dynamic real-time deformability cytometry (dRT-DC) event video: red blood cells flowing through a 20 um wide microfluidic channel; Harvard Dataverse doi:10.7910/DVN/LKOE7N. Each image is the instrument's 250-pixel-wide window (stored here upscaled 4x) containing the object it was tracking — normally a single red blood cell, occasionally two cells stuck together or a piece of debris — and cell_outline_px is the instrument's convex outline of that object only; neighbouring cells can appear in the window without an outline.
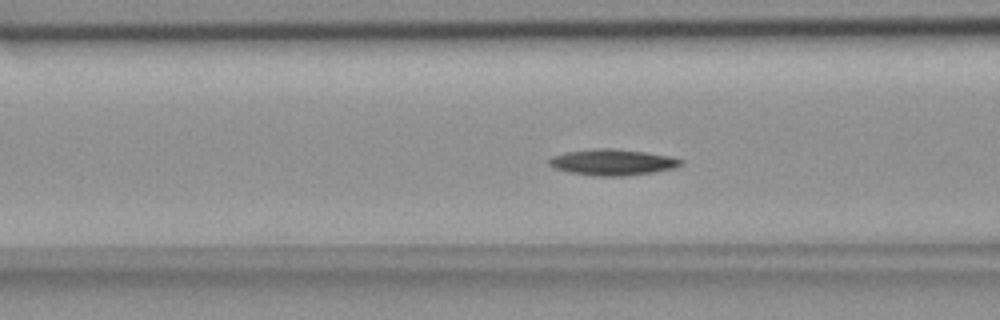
{"species": "common noctule bat (a hibernating species)", "species_latin": "Nyctalus noctula", "temperature_condition": "room temperature", "stored_images_in_passage": 56, "camera_frame_rate_fps": 3000, "um_per_image_px": 0.085, "animal": {"sex": "female", "body_mass_g": 18.4}, "frame": {"image": 1, "passage_image": 22, "time_ms": 7.0, "image_size_px": [1000, 320], "cell_outline_px": [[684, 164], [676, 168], [652, 172], [624, 176], [596, 176], [568, 172], [556, 168], [548, 164], [548, 160], [552, 156], [564, 152], [592, 148], [612, 148], [644, 152], [668, 156], [684, 160]], "centroid_in_image_um": [52.06, 13.78], "position_along_channel_um": 114.5, "area_um2": 20.11}}
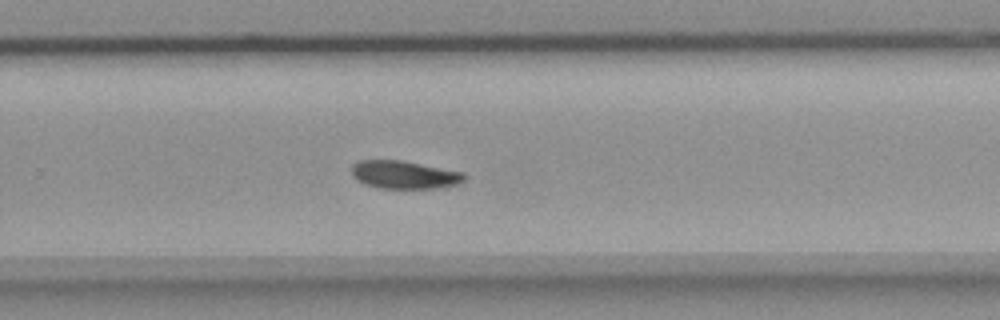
{"frame": {"image": 2, "passage_image": 37, "time_ms": 12.0, "image_size_px": [1000, 320], "cell_outline_px": [[464, 180], [456, 184], [440, 188], [380, 188], [364, 184], [352, 176], [352, 164], [356, 160], [400, 160], [464, 172]], "centroid_in_image_um": [34.32, 14.85], "position_along_channel_um": 295.5, "area_um2": 18.32}}
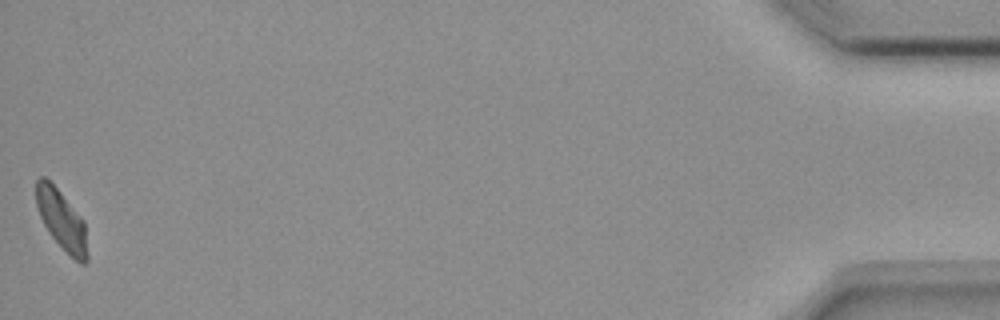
{"frame": {"image": 3, "passage_image": 56, "time_ms": 18.333, "image_size_px": [1000, 320], "cell_outline_px": [[88, 260], [84, 264], [80, 264], [52, 236], [44, 224], [40, 216], [36, 204], [36, 180], [40, 176], [44, 176], [60, 192], [84, 220], [88, 256]], "centroid_in_image_um": [5.24, 18.69], "position_along_channel_um": 430.0, "area_um2": 17.4}, "authors_computed_cell_mechanics": {"area_um2": 18.7561, "velocity_mm_per_s": 3.6274, "shape_relaxation_time_tau1_ms": 4.4897, "shape_relaxation_time_tau2_ms": null, "deformation_change_tau1": 0.123, "deformation_change_tau2": null}}